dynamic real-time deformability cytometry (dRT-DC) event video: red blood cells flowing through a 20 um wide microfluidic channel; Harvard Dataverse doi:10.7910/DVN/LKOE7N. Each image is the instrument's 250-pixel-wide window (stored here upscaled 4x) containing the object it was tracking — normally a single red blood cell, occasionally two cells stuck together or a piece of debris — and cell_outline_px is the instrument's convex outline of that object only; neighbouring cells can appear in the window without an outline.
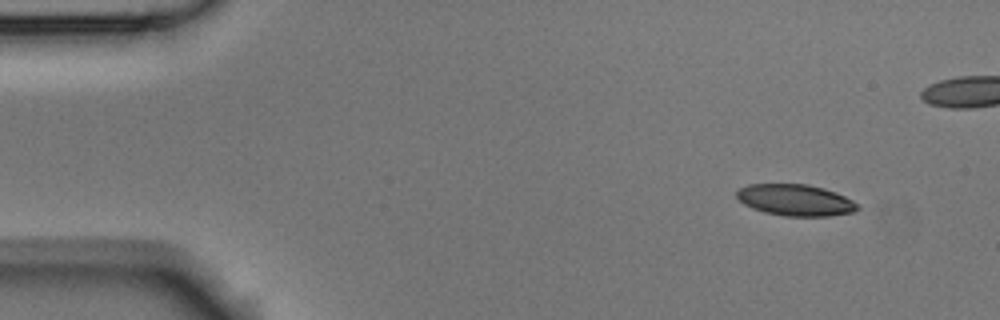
{"species": "Egyptian fruit bat (a non-hibernating species)", "species_latin": "Rousettus aegyptiacus", "temperature_condition": "room temperature", "stored_images_in_passage": 4, "camera_frame_rate_fps": 3000, "um_per_image_px": 0.085, "animal": {"sex": "male"}, "frame": {"image": 1, "passage_image": 1, "time_ms": 0.0, "image_size_px": [1000, 320], "cell_outline_px": [[860, 208], [852, 212], [828, 216], [784, 216], [764, 212], [752, 208], [744, 204], [736, 196], [736, 192], [740, 188], [748, 184], [808, 184], [824, 188], [836, 192], [852, 200]], "centroid_in_image_um": [67.59, 17.0], "position_along_channel_um": 17.4, "area_um2": 22.08}}